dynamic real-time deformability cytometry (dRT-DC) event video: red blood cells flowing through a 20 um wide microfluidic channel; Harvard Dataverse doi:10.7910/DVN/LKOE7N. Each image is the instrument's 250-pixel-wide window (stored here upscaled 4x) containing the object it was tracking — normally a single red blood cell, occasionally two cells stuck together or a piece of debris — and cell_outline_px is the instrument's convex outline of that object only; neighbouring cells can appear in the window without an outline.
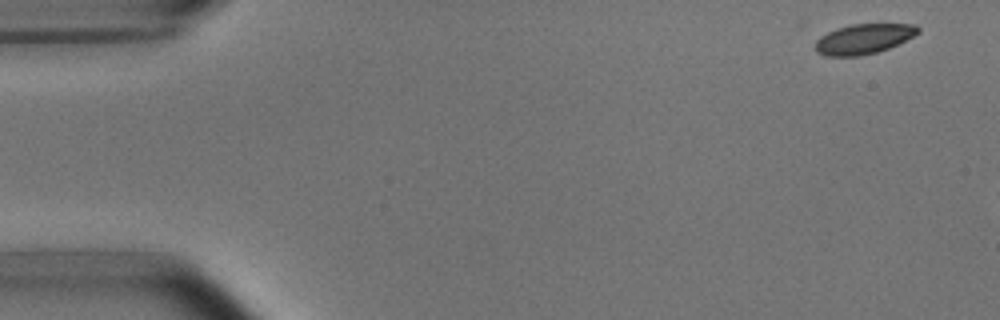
{"species": "common noctule bat (a hibernating species)", "species_latin": "Nyctalus noctula", "temperature_condition": "room temperature", "stored_images_in_passage": 3, "camera_frame_rate_fps": 3000, "um_per_image_px": 0.085, "animal": {"sex": "male", "body_mass_g": 15.6}, "frame": {"image": 1, "passage_image": 1, "time_ms": 0.0, "image_size_px": [1000, 320], "cell_outline_px": [[920, 32], [888, 48], [876, 52], [860, 56], [824, 56], [816, 52], [812, 48], [816, 40], [820, 36], [836, 28], [852, 24], [916, 24], [920, 28]], "centroid_in_image_um": [73.34, 3.31], "position_along_channel_um": 11.7, "area_um2": 18.03}}